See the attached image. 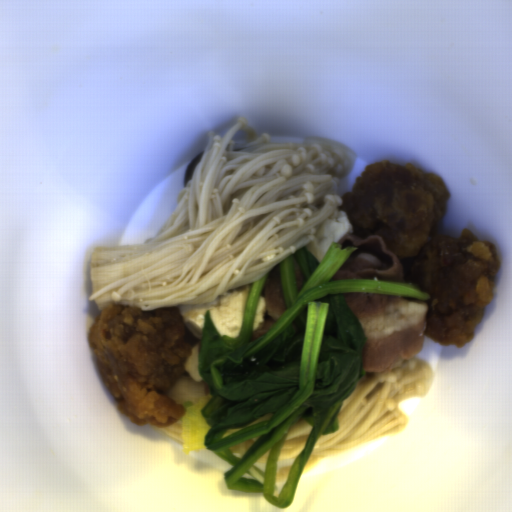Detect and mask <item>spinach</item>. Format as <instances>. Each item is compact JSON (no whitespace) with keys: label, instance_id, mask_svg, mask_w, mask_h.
Masks as SVG:
<instances>
[{"label":"spinach","instance_id":"cb11ae35","mask_svg":"<svg viewBox=\"0 0 512 512\" xmlns=\"http://www.w3.org/2000/svg\"><path fill=\"white\" fill-rule=\"evenodd\" d=\"M356 249L333 241L319 263L304 246L286 257L279 264L286 311L253 341L248 342L269 272L251 284L236 335H223L210 309L204 310L196 373L208 382L213 399L203 413L209 425L203 443L204 449L234 466L223 476L230 490L261 493L274 506L288 507L318 437L339 431L342 400L367 373L366 334L342 293L430 300L427 291L411 282L382 278L333 281ZM293 256L305 275L299 293ZM268 413H274L272 419L223 439L227 428L245 426ZM300 419L313 427L279 499L273 496V488L281 445L291 424ZM258 436L240 458L232 453L233 445ZM269 448L264 472L254 465Z\"/></svg>","mask_w":512,"mask_h":512},{"label":"spinach","instance_id":"28cb9854","mask_svg":"<svg viewBox=\"0 0 512 512\" xmlns=\"http://www.w3.org/2000/svg\"><path fill=\"white\" fill-rule=\"evenodd\" d=\"M186 343L196 344L197 337L193 336L188 329L185 328V338Z\"/></svg>","mask_w":512,"mask_h":512}]
</instances>
